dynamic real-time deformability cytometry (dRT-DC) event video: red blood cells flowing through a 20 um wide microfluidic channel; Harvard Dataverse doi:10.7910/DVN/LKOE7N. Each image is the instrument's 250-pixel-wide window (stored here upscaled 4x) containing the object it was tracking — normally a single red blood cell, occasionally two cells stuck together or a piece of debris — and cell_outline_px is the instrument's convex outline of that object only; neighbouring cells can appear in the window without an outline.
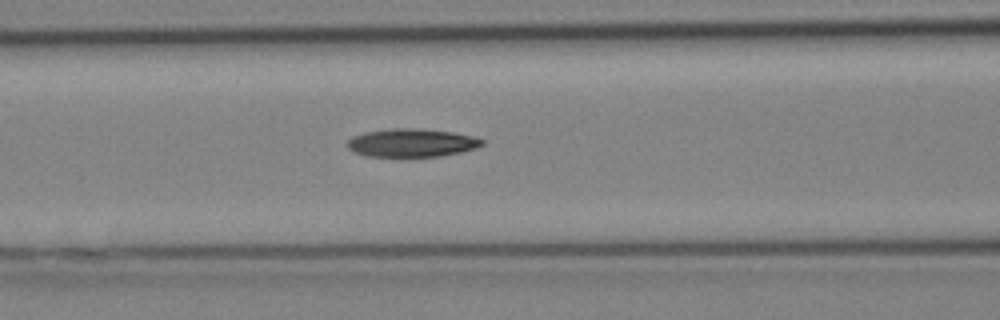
{"species": "Egyptian fruit bat (a non-hibernating species)", "species_latin": "Rousettus aegyptiacus", "temperature_condition": "cold", "stored_images_in_passage": 14, "camera_frame_rate_fps": 3000, "um_per_image_px": 0.085, "animal": {"sex": "female"}, "frame": {"image": 1, "passage_image": 8, "time_ms": 2.333, "image_size_px": [1000, 320], "cell_outline_px": [[484, 144], [476, 148], [460, 152], [440, 156], [408, 160], [368, 156], [352, 152], [348, 148], [348, 140], [352, 136], [364, 132], [392, 128], [412, 128], [452, 132], [476, 136], [484, 140]], "centroid_in_image_um": [34.97, 12.19], "position_along_channel_um": 131.6, "area_um2": 23.18}}
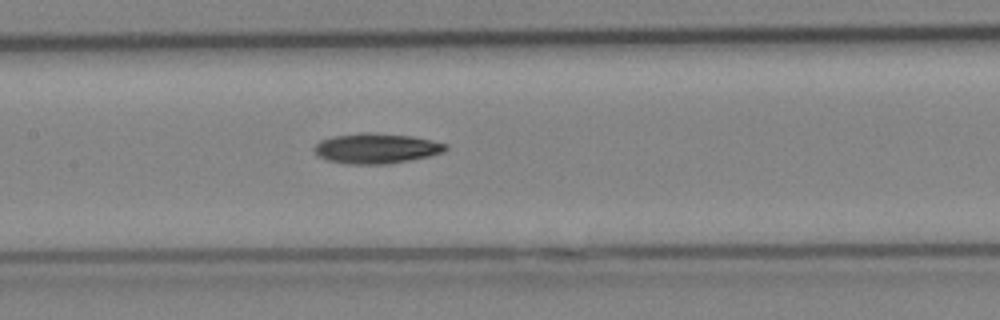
{"frame": {"image": 2, "passage_image": 10, "time_ms": 3.0, "image_size_px": [1000, 320], "cell_outline_px": [[448, 148], [444, 152], [428, 156], [388, 164], [348, 164], [328, 160], [316, 156], [312, 148], [320, 140], [332, 136], [360, 132], [368, 132], [412, 136], [448, 144]], "centroid_in_image_um": [31.94, 12.61], "position_along_channel_um": 175.5, "area_um2": 23.24}}